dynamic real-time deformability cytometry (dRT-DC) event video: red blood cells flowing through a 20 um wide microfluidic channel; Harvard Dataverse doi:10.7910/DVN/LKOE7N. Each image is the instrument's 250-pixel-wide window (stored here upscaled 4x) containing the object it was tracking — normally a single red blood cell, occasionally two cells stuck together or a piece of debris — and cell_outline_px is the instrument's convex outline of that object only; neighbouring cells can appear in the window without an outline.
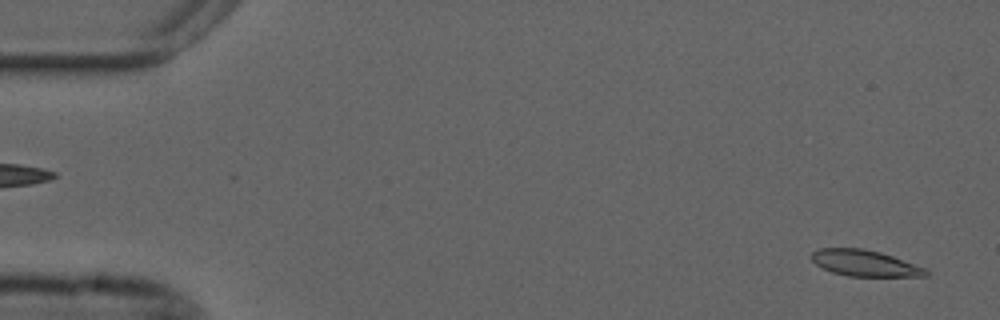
{"species": "common noctule bat (a hibernating species)", "species_latin": "Nyctalus noctula", "temperature_condition": "cold", "stored_images_in_passage": 54, "camera_frame_rate_fps": 3000, "um_per_image_px": 0.085, "animal": {"sex": "male", "forearm_length_mm": 52.5}, "frame": {"image": 1, "passage_image": 2, "time_ms": 0.333, "image_size_px": [1000, 320], "cell_outline_px": [[928, 276], [848, 276], [832, 272], [816, 264], [812, 260], [812, 252], [820, 248], [860, 248], [880, 252], [928, 268]], "centroid_in_image_um": [73.54, 22.37], "position_along_channel_um": 11.5, "area_um2": 17.34}}
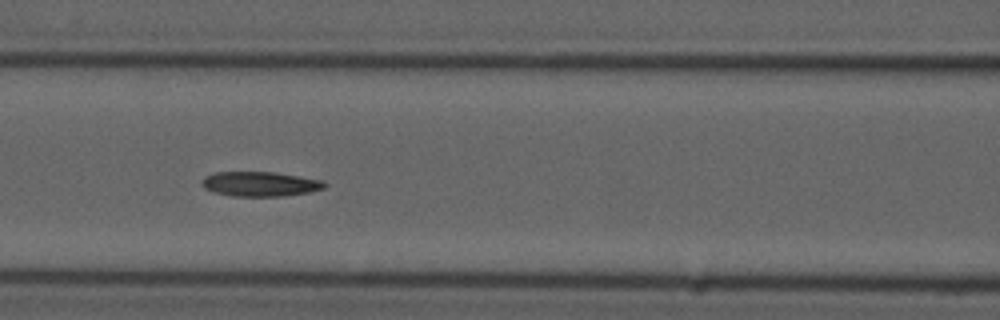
{"frame": {"image": 2, "passage_image": 23, "time_ms": 7.333, "image_size_px": [1000, 320], "cell_outline_px": [[328, 184], [324, 188], [308, 192], [280, 196], [232, 196], [216, 192], [204, 188], [200, 184], [200, 180], [204, 176], [216, 172], [276, 172], [324, 180]], "centroid_in_image_um": [22.1, 15.62], "position_along_channel_um": 144.5, "area_um2": 17.74}}
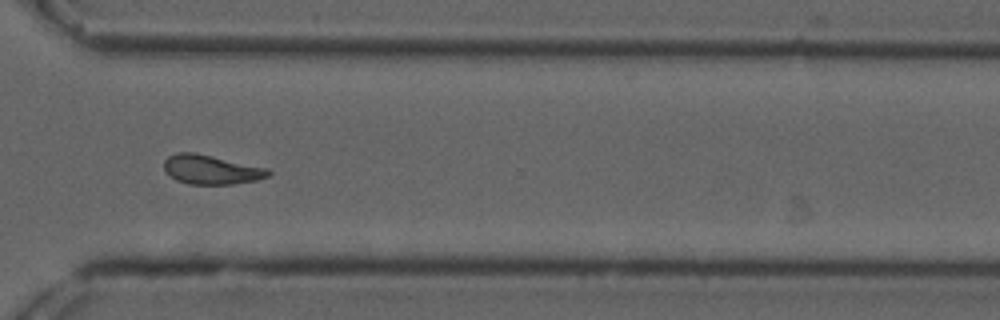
{"frame": {"image": 3, "passage_image": 40, "time_ms": 13.0, "image_size_px": [1000, 320], "cell_outline_px": [[272, 172], [268, 176], [256, 180], [232, 184], [188, 184], [176, 180], [164, 172], [164, 160], [168, 156], [176, 152], [192, 152], [212, 156], [268, 168]], "centroid_in_image_um": [17.92, 14.42], "position_along_channel_um": 352.7, "area_um2": 17.8}, "authors_computed_cell_mechanics": {"area_um2": 17.8602, "velocity_mm_per_s": 3.6821, "shape_relaxation_time_tau1_ms": null, "shape_relaxation_time_tau2_ms": 10.5239, "deformation_change_tau1": null, "deformation_change_tau2": 0.1848}}